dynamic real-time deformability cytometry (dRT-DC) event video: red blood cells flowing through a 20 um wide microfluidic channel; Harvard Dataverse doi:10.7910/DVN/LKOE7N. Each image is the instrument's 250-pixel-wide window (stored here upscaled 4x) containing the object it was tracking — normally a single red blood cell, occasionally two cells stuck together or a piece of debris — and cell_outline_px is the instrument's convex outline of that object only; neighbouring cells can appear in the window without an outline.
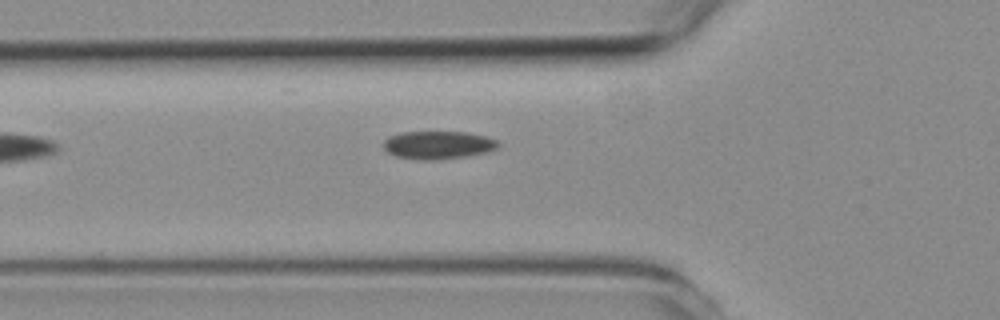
{"species": "common noctule bat (a hibernating species)", "species_latin": "Nyctalus noctula", "temperature_condition": "room temperature", "stored_images_in_passage": 5, "camera_frame_rate_fps": 3000, "um_per_image_px": 0.085, "animal": {"sex": "female", "body_mass_g": 19.3, "forearm_length_mm": 54.1}, "frame": {"image": 1, "passage_image": 5, "time_ms": 4.667, "image_size_px": [1000, 320], "cell_outline_px": [[500, 144], [496, 148], [488, 152], [464, 156], [436, 160], [416, 160], [396, 156], [388, 152], [384, 148], [384, 140], [388, 136], [400, 132], [468, 132], [500, 140]], "centroid_in_image_um": [37.24, 12.32], "position_along_channel_um": 88.6, "area_um2": 18.84}}